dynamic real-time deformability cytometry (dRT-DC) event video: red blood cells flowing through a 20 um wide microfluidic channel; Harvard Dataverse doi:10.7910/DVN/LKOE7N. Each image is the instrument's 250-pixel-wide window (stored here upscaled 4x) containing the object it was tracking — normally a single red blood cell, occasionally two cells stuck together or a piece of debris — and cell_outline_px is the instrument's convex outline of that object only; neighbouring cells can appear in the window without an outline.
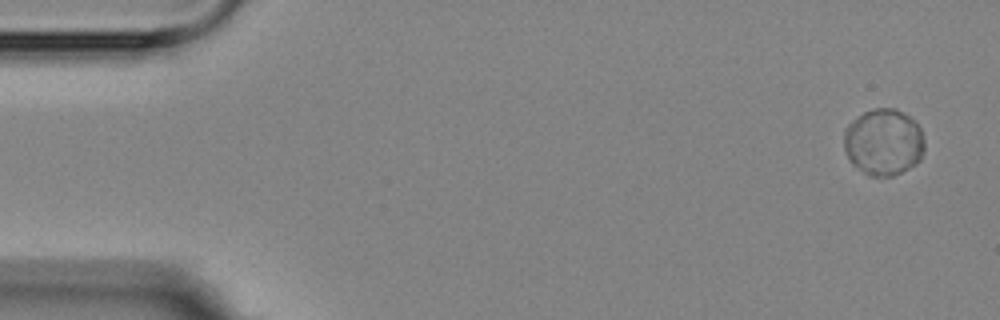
{"species": "Egyptian fruit bat (a non-hibernating species)", "species_latin": "Rousettus aegyptiacus", "temperature_condition": "room temperature", "stored_images_in_passage": 5, "camera_frame_rate_fps": 3000, "um_per_image_px": 0.085, "animal": {"sex": "female"}, "frame": {"image": 1, "passage_image": 1, "time_ms": 0.0, "image_size_px": [1000, 320], "cell_outline_px": [[924, 152], [920, 160], [908, 168], [892, 176], [868, 176], [852, 164], [844, 148], [844, 128], [856, 116], [864, 112], [876, 108], [896, 108], [908, 116], [920, 128], [924, 140]], "centroid_in_image_um": [75.08, 12.08], "position_along_channel_um": 9.9, "area_um2": 31.33}}
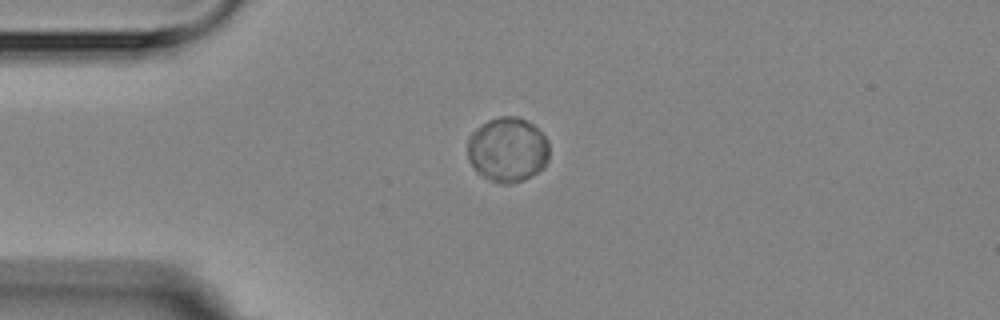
{"frame": {"image": 2, "passage_image": 4, "time_ms": 3.667, "image_size_px": [1000, 320], "cell_outline_px": [[548, 160], [544, 168], [524, 180], [508, 184], [500, 184], [476, 172], [468, 156], [468, 140], [472, 132], [476, 128], [488, 120], [500, 116], [516, 116], [532, 124], [548, 140]], "centroid_in_image_um": [43.15, 12.73], "position_along_channel_um": 41.8, "area_um2": 30.69}}